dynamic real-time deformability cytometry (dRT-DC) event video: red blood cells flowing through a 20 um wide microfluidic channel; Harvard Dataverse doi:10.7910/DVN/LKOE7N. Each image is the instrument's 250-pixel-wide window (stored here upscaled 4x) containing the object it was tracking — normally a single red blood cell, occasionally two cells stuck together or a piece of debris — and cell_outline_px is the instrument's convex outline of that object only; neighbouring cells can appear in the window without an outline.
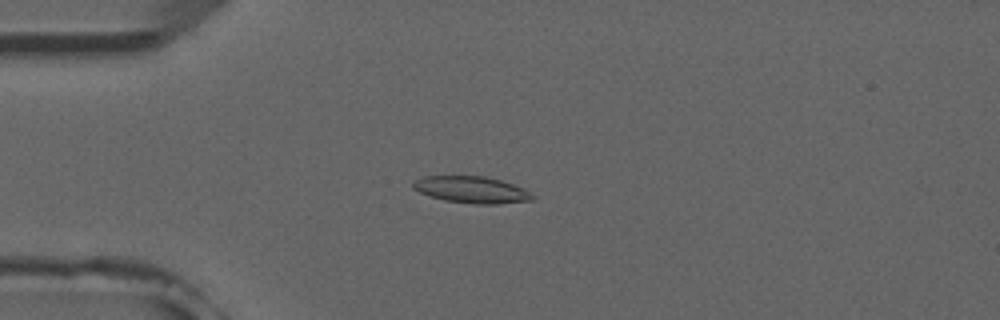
{"species": "common noctule bat (a hibernating species)", "species_latin": "Nyctalus noctula", "temperature_condition": "room temperature", "stored_images_in_passage": 6, "camera_frame_rate_fps": 3000, "um_per_image_px": 0.085, "animal": {"sex": "male", "forearm_length_mm": 52.5}, "frame": {"image": 1, "passage_image": 3, "time_ms": 2.333, "image_size_px": [1000, 320], "cell_outline_px": [[536, 196], [532, 200], [496, 204], [476, 204], [444, 200], [420, 192], [412, 188], [412, 184], [416, 180], [424, 176], [484, 176], [500, 180], [512, 184]], "centroid_in_image_um": [40.07, 16.12], "position_along_channel_um": 44.9, "area_um2": 18.26}}
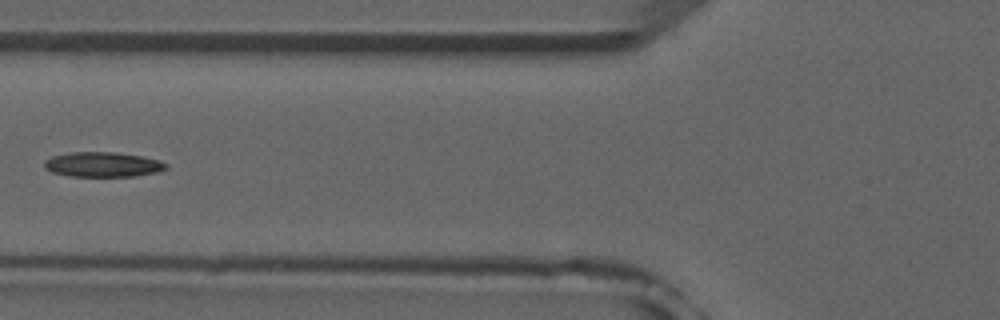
{"frame": {"image": 2, "passage_image": 5, "time_ms": 4.667, "image_size_px": [1000, 320], "cell_outline_px": [[168, 168], [156, 172], [132, 176], [68, 176], [52, 172], [44, 168], [44, 160], [52, 156], [68, 152], [116, 152], [140, 156], [160, 160], [168, 164]], "centroid_in_image_um": [8.71, 13.97], "position_along_channel_um": 117.1, "area_um2": 17.69}}
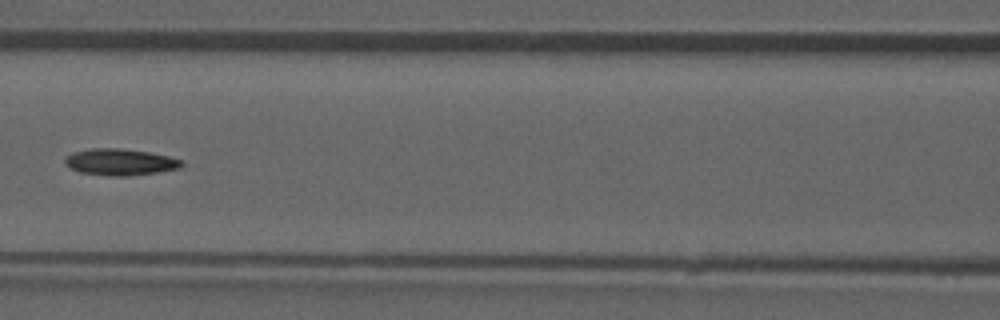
{"frame": {"image": 3, "passage_image": 6, "time_ms": 5.667, "image_size_px": [1000, 320], "cell_outline_px": [[184, 164], [180, 168], [156, 172], [128, 176], [108, 176], [80, 172], [64, 164], [64, 160], [72, 152], [92, 148], [120, 148], [148, 152], [168, 156], [180, 160]], "centroid_in_image_um": [10.19, 13.77], "position_along_channel_um": 156.4, "area_um2": 17.92}}